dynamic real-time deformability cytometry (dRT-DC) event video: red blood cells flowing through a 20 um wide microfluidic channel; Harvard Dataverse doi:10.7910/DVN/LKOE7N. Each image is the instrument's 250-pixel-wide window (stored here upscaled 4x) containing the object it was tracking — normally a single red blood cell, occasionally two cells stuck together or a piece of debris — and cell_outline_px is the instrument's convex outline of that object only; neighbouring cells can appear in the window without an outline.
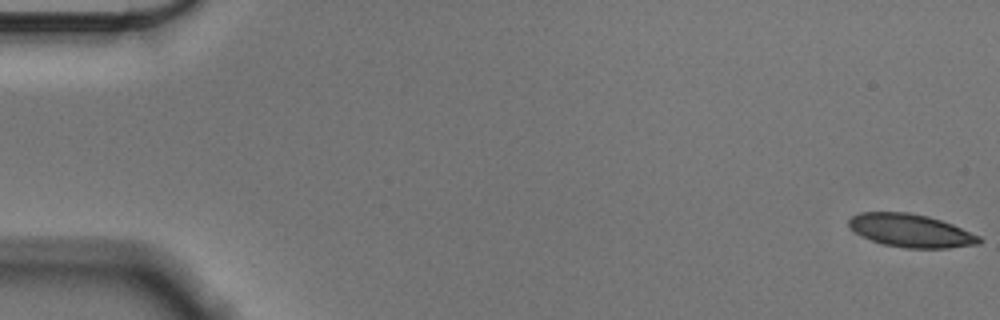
{"species": "Egyptian fruit bat (a non-hibernating species)", "species_latin": "Rousettus aegyptiacus", "temperature_condition": "cold", "stored_images_in_passage": 56, "camera_frame_rate_fps": 3000, "um_per_image_px": 0.085, "animal": {"sex": "male"}, "frame": {"image": 1, "passage_image": 1, "time_ms": 0.0, "image_size_px": [1000, 320], "cell_outline_px": [[984, 240], [980, 244], [948, 248], [904, 248], [884, 244], [872, 240], [856, 232], [848, 224], [848, 220], [852, 216], [860, 212], [908, 212], [928, 216], [952, 224], [980, 236]], "centroid_in_image_um": [77.46, 19.6], "position_along_channel_um": 7.5, "area_um2": 25.03}}
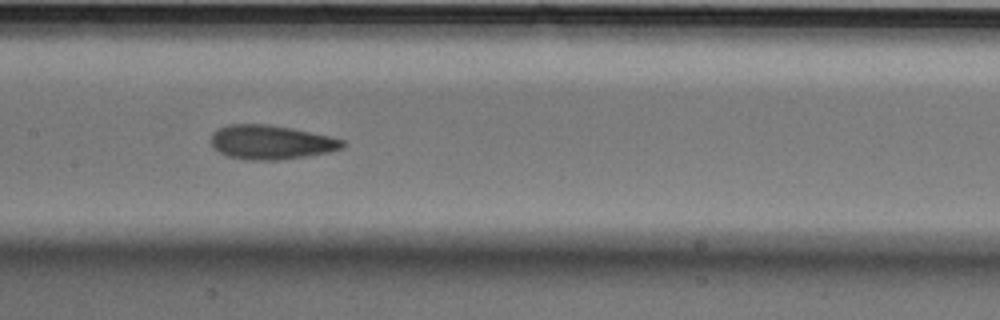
{"frame": {"image": 2, "passage_image": 28, "time_ms": 9.0, "image_size_px": [1000, 320], "cell_outline_px": [[344, 148], [328, 152], [308, 156], [276, 160], [248, 160], [228, 156], [212, 148], [208, 140], [212, 132], [228, 124], [268, 124], [292, 128], [328, 136], [344, 140]], "centroid_in_image_um": [22.98, 12.09], "position_along_channel_um": 184.4, "area_um2": 26.36}}
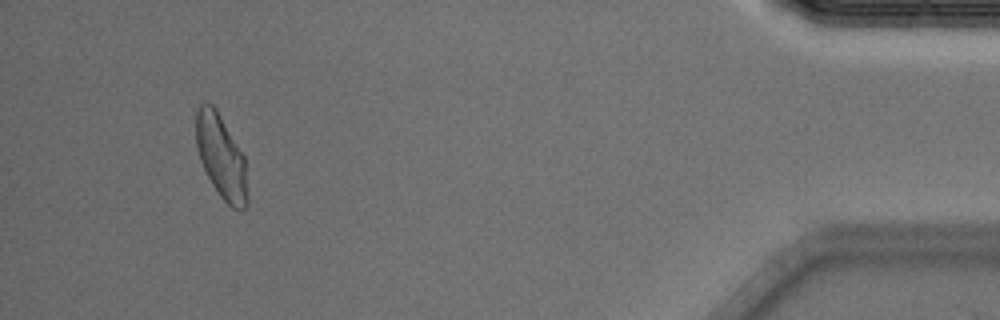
{"frame": {"image": 3, "passage_image": 53, "time_ms": 17.333, "image_size_px": [1000, 320], "cell_outline_px": [[248, 204], [244, 208], [232, 208], [220, 196], [212, 184], [200, 160], [196, 144], [196, 112], [200, 104], [204, 100], [212, 104], [216, 108], [244, 156], [248, 196]], "centroid_in_image_um": [18.79, 13.3], "position_along_channel_um": 416.4, "area_um2": 24.97}, "authors_computed_cell_mechanics": {"area_um2": 25.6632, "velocity_mm_per_s": 3.5809, "shape_relaxation_time_tau1_ms": 6.8443, "shape_relaxation_time_tau2_ms": 1.8555, "deformation_change_tau1": 0.169, "deformation_change_tau2": 0.0877}}